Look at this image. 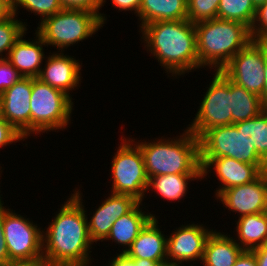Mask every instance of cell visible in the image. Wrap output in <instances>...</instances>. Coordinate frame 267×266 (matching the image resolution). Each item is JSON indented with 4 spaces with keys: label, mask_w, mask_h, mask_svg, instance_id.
<instances>
[{
    "label": "cell",
    "mask_w": 267,
    "mask_h": 266,
    "mask_svg": "<svg viewBox=\"0 0 267 266\" xmlns=\"http://www.w3.org/2000/svg\"><path fill=\"white\" fill-rule=\"evenodd\" d=\"M56 212L43 229V260L48 266H89L94 242L88 231V215L80 189Z\"/></svg>",
    "instance_id": "cell-1"
},
{
    "label": "cell",
    "mask_w": 267,
    "mask_h": 266,
    "mask_svg": "<svg viewBox=\"0 0 267 266\" xmlns=\"http://www.w3.org/2000/svg\"><path fill=\"white\" fill-rule=\"evenodd\" d=\"M144 48L158 60L168 77L184 76L198 69L195 25L188 19L156 21L138 31Z\"/></svg>",
    "instance_id": "cell-2"
},
{
    "label": "cell",
    "mask_w": 267,
    "mask_h": 266,
    "mask_svg": "<svg viewBox=\"0 0 267 266\" xmlns=\"http://www.w3.org/2000/svg\"><path fill=\"white\" fill-rule=\"evenodd\" d=\"M198 69L221 71L252 40L250 28L220 18L195 23Z\"/></svg>",
    "instance_id": "cell-3"
},
{
    "label": "cell",
    "mask_w": 267,
    "mask_h": 266,
    "mask_svg": "<svg viewBox=\"0 0 267 266\" xmlns=\"http://www.w3.org/2000/svg\"><path fill=\"white\" fill-rule=\"evenodd\" d=\"M175 138L133 140L142 152L148 179L166 174H202L198 138L187 129Z\"/></svg>",
    "instance_id": "cell-4"
},
{
    "label": "cell",
    "mask_w": 267,
    "mask_h": 266,
    "mask_svg": "<svg viewBox=\"0 0 267 266\" xmlns=\"http://www.w3.org/2000/svg\"><path fill=\"white\" fill-rule=\"evenodd\" d=\"M35 32L44 43L54 46L58 52L86 40L103 28L97 14L84 11L62 9L56 14L39 21Z\"/></svg>",
    "instance_id": "cell-5"
},
{
    "label": "cell",
    "mask_w": 267,
    "mask_h": 266,
    "mask_svg": "<svg viewBox=\"0 0 267 266\" xmlns=\"http://www.w3.org/2000/svg\"><path fill=\"white\" fill-rule=\"evenodd\" d=\"M72 99L65 92L33 78L30 98L31 135L68 128L74 109Z\"/></svg>",
    "instance_id": "cell-6"
},
{
    "label": "cell",
    "mask_w": 267,
    "mask_h": 266,
    "mask_svg": "<svg viewBox=\"0 0 267 266\" xmlns=\"http://www.w3.org/2000/svg\"><path fill=\"white\" fill-rule=\"evenodd\" d=\"M121 136L122 141L111 162L112 187L114 194L130 195L143 202L147 193L148 177L139 146L133 138ZM125 139V140H124ZM145 193V194H144Z\"/></svg>",
    "instance_id": "cell-7"
},
{
    "label": "cell",
    "mask_w": 267,
    "mask_h": 266,
    "mask_svg": "<svg viewBox=\"0 0 267 266\" xmlns=\"http://www.w3.org/2000/svg\"><path fill=\"white\" fill-rule=\"evenodd\" d=\"M32 221V222H31ZM4 239L12 262L43 260V228L2 202ZM42 229V230H41Z\"/></svg>",
    "instance_id": "cell-8"
},
{
    "label": "cell",
    "mask_w": 267,
    "mask_h": 266,
    "mask_svg": "<svg viewBox=\"0 0 267 266\" xmlns=\"http://www.w3.org/2000/svg\"><path fill=\"white\" fill-rule=\"evenodd\" d=\"M198 140L199 158L229 157L251 165H267L234 124L206 130Z\"/></svg>",
    "instance_id": "cell-9"
},
{
    "label": "cell",
    "mask_w": 267,
    "mask_h": 266,
    "mask_svg": "<svg viewBox=\"0 0 267 266\" xmlns=\"http://www.w3.org/2000/svg\"><path fill=\"white\" fill-rule=\"evenodd\" d=\"M213 75L192 123L186 127L197 138L213 127L232 125L231 81L221 71Z\"/></svg>",
    "instance_id": "cell-10"
},
{
    "label": "cell",
    "mask_w": 267,
    "mask_h": 266,
    "mask_svg": "<svg viewBox=\"0 0 267 266\" xmlns=\"http://www.w3.org/2000/svg\"><path fill=\"white\" fill-rule=\"evenodd\" d=\"M266 41L252 40L221 72L233 83L261 97L264 95Z\"/></svg>",
    "instance_id": "cell-11"
},
{
    "label": "cell",
    "mask_w": 267,
    "mask_h": 266,
    "mask_svg": "<svg viewBox=\"0 0 267 266\" xmlns=\"http://www.w3.org/2000/svg\"><path fill=\"white\" fill-rule=\"evenodd\" d=\"M212 232L213 229L206 225L194 222L176 227L167 237V261L183 266L186 262H190V266L197 261L201 263L206 241Z\"/></svg>",
    "instance_id": "cell-12"
},
{
    "label": "cell",
    "mask_w": 267,
    "mask_h": 266,
    "mask_svg": "<svg viewBox=\"0 0 267 266\" xmlns=\"http://www.w3.org/2000/svg\"><path fill=\"white\" fill-rule=\"evenodd\" d=\"M33 78L22 77L0 95V115L26 139L31 136Z\"/></svg>",
    "instance_id": "cell-13"
},
{
    "label": "cell",
    "mask_w": 267,
    "mask_h": 266,
    "mask_svg": "<svg viewBox=\"0 0 267 266\" xmlns=\"http://www.w3.org/2000/svg\"><path fill=\"white\" fill-rule=\"evenodd\" d=\"M199 159L202 180L214 170L213 174L221 183L214 193L215 198L223 190L253 182L267 169V165H251L229 157Z\"/></svg>",
    "instance_id": "cell-14"
},
{
    "label": "cell",
    "mask_w": 267,
    "mask_h": 266,
    "mask_svg": "<svg viewBox=\"0 0 267 266\" xmlns=\"http://www.w3.org/2000/svg\"><path fill=\"white\" fill-rule=\"evenodd\" d=\"M216 199L239 217L267 212L265 171L251 183L223 190Z\"/></svg>",
    "instance_id": "cell-15"
},
{
    "label": "cell",
    "mask_w": 267,
    "mask_h": 266,
    "mask_svg": "<svg viewBox=\"0 0 267 266\" xmlns=\"http://www.w3.org/2000/svg\"><path fill=\"white\" fill-rule=\"evenodd\" d=\"M49 54L45 59L46 64L42 67L38 79L65 92L72 98L70 91L76 90L82 82L83 77H81L80 72L82 63L79 59L73 58L74 56L64 55L61 51H57V53L56 51L50 52Z\"/></svg>",
    "instance_id": "cell-16"
},
{
    "label": "cell",
    "mask_w": 267,
    "mask_h": 266,
    "mask_svg": "<svg viewBox=\"0 0 267 266\" xmlns=\"http://www.w3.org/2000/svg\"><path fill=\"white\" fill-rule=\"evenodd\" d=\"M110 196L101 201L90 220H87L90 238L97 244L105 241L114 222L129 213L138 203L133 196L109 193Z\"/></svg>",
    "instance_id": "cell-17"
},
{
    "label": "cell",
    "mask_w": 267,
    "mask_h": 266,
    "mask_svg": "<svg viewBox=\"0 0 267 266\" xmlns=\"http://www.w3.org/2000/svg\"><path fill=\"white\" fill-rule=\"evenodd\" d=\"M34 35L36 38L28 41L22 34L6 58L22 77L38 78L46 59L43 47L47 45L36 32Z\"/></svg>",
    "instance_id": "cell-18"
},
{
    "label": "cell",
    "mask_w": 267,
    "mask_h": 266,
    "mask_svg": "<svg viewBox=\"0 0 267 266\" xmlns=\"http://www.w3.org/2000/svg\"><path fill=\"white\" fill-rule=\"evenodd\" d=\"M159 218L153 217L139 232L125 254L132 259H148L156 263L167 261V235L159 228ZM163 232V233H162Z\"/></svg>",
    "instance_id": "cell-19"
},
{
    "label": "cell",
    "mask_w": 267,
    "mask_h": 266,
    "mask_svg": "<svg viewBox=\"0 0 267 266\" xmlns=\"http://www.w3.org/2000/svg\"><path fill=\"white\" fill-rule=\"evenodd\" d=\"M140 205H143L142 202H139L129 213L118 218L105 239L106 242L112 240V243L114 242L119 246H123L122 251H119L120 253H125L137 238L139 232L153 217H157L155 214H151V212L143 211L145 207H141Z\"/></svg>",
    "instance_id": "cell-20"
},
{
    "label": "cell",
    "mask_w": 267,
    "mask_h": 266,
    "mask_svg": "<svg viewBox=\"0 0 267 266\" xmlns=\"http://www.w3.org/2000/svg\"><path fill=\"white\" fill-rule=\"evenodd\" d=\"M243 251L233 236L217 232L215 229L206 241L201 264L202 266H233Z\"/></svg>",
    "instance_id": "cell-21"
},
{
    "label": "cell",
    "mask_w": 267,
    "mask_h": 266,
    "mask_svg": "<svg viewBox=\"0 0 267 266\" xmlns=\"http://www.w3.org/2000/svg\"><path fill=\"white\" fill-rule=\"evenodd\" d=\"M187 0H143L139 8L140 29L151 22L187 19Z\"/></svg>",
    "instance_id": "cell-22"
},
{
    "label": "cell",
    "mask_w": 267,
    "mask_h": 266,
    "mask_svg": "<svg viewBox=\"0 0 267 266\" xmlns=\"http://www.w3.org/2000/svg\"><path fill=\"white\" fill-rule=\"evenodd\" d=\"M234 239L243 250L251 251L267 243V212L238 217Z\"/></svg>",
    "instance_id": "cell-23"
},
{
    "label": "cell",
    "mask_w": 267,
    "mask_h": 266,
    "mask_svg": "<svg viewBox=\"0 0 267 266\" xmlns=\"http://www.w3.org/2000/svg\"><path fill=\"white\" fill-rule=\"evenodd\" d=\"M202 180V174H166L149 178L147 192L149 189L156 192L167 201L182 200L188 192V182Z\"/></svg>",
    "instance_id": "cell-24"
},
{
    "label": "cell",
    "mask_w": 267,
    "mask_h": 266,
    "mask_svg": "<svg viewBox=\"0 0 267 266\" xmlns=\"http://www.w3.org/2000/svg\"><path fill=\"white\" fill-rule=\"evenodd\" d=\"M232 124L260 115L267 106L261 97L231 81Z\"/></svg>",
    "instance_id": "cell-25"
},
{
    "label": "cell",
    "mask_w": 267,
    "mask_h": 266,
    "mask_svg": "<svg viewBox=\"0 0 267 266\" xmlns=\"http://www.w3.org/2000/svg\"><path fill=\"white\" fill-rule=\"evenodd\" d=\"M234 125L237 130H242L244 136L254 145L257 154L267 163V109L252 119Z\"/></svg>",
    "instance_id": "cell-26"
},
{
    "label": "cell",
    "mask_w": 267,
    "mask_h": 266,
    "mask_svg": "<svg viewBox=\"0 0 267 266\" xmlns=\"http://www.w3.org/2000/svg\"><path fill=\"white\" fill-rule=\"evenodd\" d=\"M256 15L252 0H220L217 18L238 21L251 29Z\"/></svg>",
    "instance_id": "cell-27"
},
{
    "label": "cell",
    "mask_w": 267,
    "mask_h": 266,
    "mask_svg": "<svg viewBox=\"0 0 267 266\" xmlns=\"http://www.w3.org/2000/svg\"><path fill=\"white\" fill-rule=\"evenodd\" d=\"M10 14L4 19H0V60L7 58L9 51L22 34L27 33V24ZM5 53V56H4Z\"/></svg>",
    "instance_id": "cell-28"
},
{
    "label": "cell",
    "mask_w": 267,
    "mask_h": 266,
    "mask_svg": "<svg viewBox=\"0 0 267 266\" xmlns=\"http://www.w3.org/2000/svg\"><path fill=\"white\" fill-rule=\"evenodd\" d=\"M19 8L39 15L40 21L63 9L59 0H11L12 14L18 16Z\"/></svg>",
    "instance_id": "cell-29"
},
{
    "label": "cell",
    "mask_w": 267,
    "mask_h": 266,
    "mask_svg": "<svg viewBox=\"0 0 267 266\" xmlns=\"http://www.w3.org/2000/svg\"><path fill=\"white\" fill-rule=\"evenodd\" d=\"M220 0H187V19L195 24L217 18Z\"/></svg>",
    "instance_id": "cell-30"
},
{
    "label": "cell",
    "mask_w": 267,
    "mask_h": 266,
    "mask_svg": "<svg viewBox=\"0 0 267 266\" xmlns=\"http://www.w3.org/2000/svg\"><path fill=\"white\" fill-rule=\"evenodd\" d=\"M59 2L63 9L88 11L97 14L103 26L107 23L106 15L99 11L103 7L102 0H59Z\"/></svg>",
    "instance_id": "cell-31"
},
{
    "label": "cell",
    "mask_w": 267,
    "mask_h": 266,
    "mask_svg": "<svg viewBox=\"0 0 267 266\" xmlns=\"http://www.w3.org/2000/svg\"><path fill=\"white\" fill-rule=\"evenodd\" d=\"M250 31L253 40L267 41V1L256 7V15Z\"/></svg>",
    "instance_id": "cell-32"
},
{
    "label": "cell",
    "mask_w": 267,
    "mask_h": 266,
    "mask_svg": "<svg viewBox=\"0 0 267 266\" xmlns=\"http://www.w3.org/2000/svg\"><path fill=\"white\" fill-rule=\"evenodd\" d=\"M20 78L22 76L6 59L0 60V95Z\"/></svg>",
    "instance_id": "cell-33"
},
{
    "label": "cell",
    "mask_w": 267,
    "mask_h": 266,
    "mask_svg": "<svg viewBox=\"0 0 267 266\" xmlns=\"http://www.w3.org/2000/svg\"><path fill=\"white\" fill-rule=\"evenodd\" d=\"M26 138L20 134L8 121L0 115V148L10 146L12 143L24 141Z\"/></svg>",
    "instance_id": "cell-34"
},
{
    "label": "cell",
    "mask_w": 267,
    "mask_h": 266,
    "mask_svg": "<svg viewBox=\"0 0 267 266\" xmlns=\"http://www.w3.org/2000/svg\"><path fill=\"white\" fill-rule=\"evenodd\" d=\"M153 260L148 259H132L125 253H118L115 257L110 258L106 266H156Z\"/></svg>",
    "instance_id": "cell-35"
},
{
    "label": "cell",
    "mask_w": 267,
    "mask_h": 266,
    "mask_svg": "<svg viewBox=\"0 0 267 266\" xmlns=\"http://www.w3.org/2000/svg\"><path fill=\"white\" fill-rule=\"evenodd\" d=\"M111 5L118 11H133L136 16L143 0H111Z\"/></svg>",
    "instance_id": "cell-36"
},
{
    "label": "cell",
    "mask_w": 267,
    "mask_h": 266,
    "mask_svg": "<svg viewBox=\"0 0 267 266\" xmlns=\"http://www.w3.org/2000/svg\"><path fill=\"white\" fill-rule=\"evenodd\" d=\"M2 201L3 200L0 198V266H5L12 261L9 259V253L4 239V231L2 224Z\"/></svg>",
    "instance_id": "cell-37"
},
{
    "label": "cell",
    "mask_w": 267,
    "mask_h": 266,
    "mask_svg": "<svg viewBox=\"0 0 267 266\" xmlns=\"http://www.w3.org/2000/svg\"><path fill=\"white\" fill-rule=\"evenodd\" d=\"M233 266H258L256 257L252 251L244 250L236 259Z\"/></svg>",
    "instance_id": "cell-38"
},
{
    "label": "cell",
    "mask_w": 267,
    "mask_h": 266,
    "mask_svg": "<svg viewBox=\"0 0 267 266\" xmlns=\"http://www.w3.org/2000/svg\"><path fill=\"white\" fill-rule=\"evenodd\" d=\"M251 251L254 253L256 257L258 266H267V243Z\"/></svg>",
    "instance_id": "cell-39"
},
{
    "label": "cell",
    "mask_w": 267,
    "mask_h": 266,
    "mask_svg": "<svg viewBox=\"0 0 267 266\" xmlns=\"http://www.w3.org/2000/svg\"><path fill=\"white\" fill-rule=\"evenodd\" d=\"M11 12V0H0V19L8 17Z\"/></svg>",
    "instance_id": "cell-40"
},
{
    "label": "cell",
    "mask_w": 267,
    "mask_h": 266,
    "mask_svg": "<svg viewBox=\"0 0 267 266\" xmlns=\"http://www.w3.org/2000/svg\"><path fill=\"white\" fill-rule=\"evenodd\" d=\"M5 266H48L44 260H37L33 262H10Z\"/></svg>",
    "instance_id": "cell-41"
},
{
    "label": "cell",
    "mask_w": 267,
    "mask_h": 266,
    "mask_svg": "<svg viewBox=\"0 0 267 266\" xmlns=\"http://www.w3.org/2000/svg\"><path fill=\"white\" fill-rule=\"evenodd\" d=\"M264 74H265V86H264V95L262 96V100L264 104L267 106V41H266V57H265V65H264Z\"/></svg>",
    "instance_id": "cell-42"
},
{
    "label": "cell",
    "mask_w": 267,
    "mask_h": 266,
    "mask_svg": "<svg viewBox=\"0 0 267 266\" xmlns=\"http://www.w3.org/2000/svg\"><path fill=\"white\" fill-rule=\"evenodd\" d=\"M156 266H183V265H180V264H177L171 261H165V262L157 264Z\"/></svg>",
    "instance_id": "cell-43"
},
{
    "label": "cell",
    "mask_w": 267,
    "mask_h": 266,
    "mask_svg": "<svg viewBox=\"0 0 267 266\" xmlns=\"http://www.w3.org/2000/svg\"><path fill=\"white\" fill-rule=\"evenodd\" d=\"M252 1L255 4V6L257 7L258 5H260L263 2H266L267 0H252Z\"/></svg>",
    "instance_id": "cell-44"
},
{
    "label": "cell",
    "mask_w": 267,
    "mask_h": 266,
    "mask_svg": "<svg viewBox=\"0 0 267 266\" xmlns=\"http://www.w3.org/2000/svg\"><path fill=\"white\" fill-rule=\"evenodd\" d=\"M265 179H266V192H267V169L265 170Z\"/></svg>",
    "instance_id": "cell-45"
},
{
    "label": "cell",
    "mask_w": 267,
    "mask_h": 266,
    "mask_svg": "<svg viewBox=\"0 0 267 266\" xmlns=\"http://www.w3.org/2000/svg\"><path fill=\"white\" fill-rule=\"evenodd\" d=\"M1 165V164H0ZM2 169V166H0V170ZM1 174H2V171H0V177H1ZM0 193H1V190H0ZM2 196V194L0 195V198H2L1 197Z\"/></svg>",
    "instance_id": "cell-46"
},
{
    "label": "cell",
    "mask_w": 267,
    "mask_h": 266,
    "mask_svg": "<svg viewBox=\"0 0 267 266\" xmlns=\"http://www.w3.org/2000/svg\"><path fill=\"white\" fill-rule=\"evenodd\" d=\"M105 2H106V0H102V6H104V5H105V4H104Z\"/></svg>",
    "instance_id": "cell-47"
}]
</instances>
